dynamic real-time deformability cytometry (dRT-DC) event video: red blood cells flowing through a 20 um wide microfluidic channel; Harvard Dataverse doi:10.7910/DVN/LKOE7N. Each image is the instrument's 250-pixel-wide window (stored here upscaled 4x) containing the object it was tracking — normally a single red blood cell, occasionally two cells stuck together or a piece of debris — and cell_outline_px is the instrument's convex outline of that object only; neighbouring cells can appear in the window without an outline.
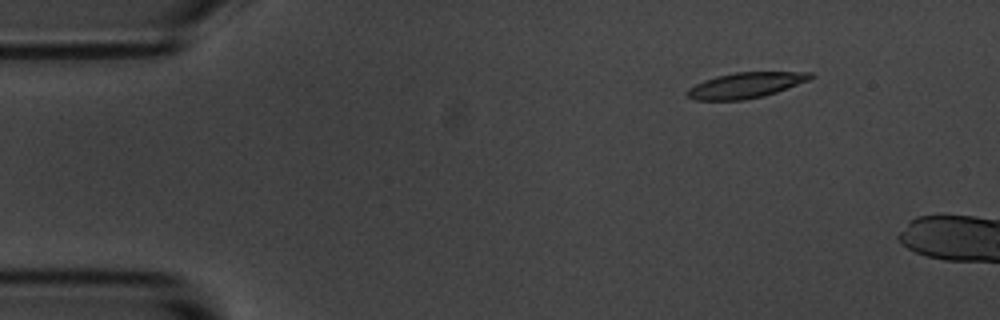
{"species": "common noctule bat (a hibernating species)", "species_latin": "Nyctalus noctula", "temperature_condition": "room temperature", "stored_images_in_passage": 5, "camera_frame_rate_fps": 3000, "um_per_image_px": 0.085, "animal": {"sex": "male", "body_mass_g": 20.1, "forearm_length_mm": 53.5}, "frame": {"image": 1, "passage_image": 2, "time_ms": 1.0, "image_size_px": [1000, 320], "cell_outline_px": [[816, 76], [808, 80], [776, 92], [764, 96], [744, 100], [692, 100], [684, 92], [688, 88], [704, 80], [716, 76], [736, 72], [812, 72]], "centroid_in_image_um": [63.35, 7.25], "position_along_channel_um": 21.6, "area_um2": 18.38}}